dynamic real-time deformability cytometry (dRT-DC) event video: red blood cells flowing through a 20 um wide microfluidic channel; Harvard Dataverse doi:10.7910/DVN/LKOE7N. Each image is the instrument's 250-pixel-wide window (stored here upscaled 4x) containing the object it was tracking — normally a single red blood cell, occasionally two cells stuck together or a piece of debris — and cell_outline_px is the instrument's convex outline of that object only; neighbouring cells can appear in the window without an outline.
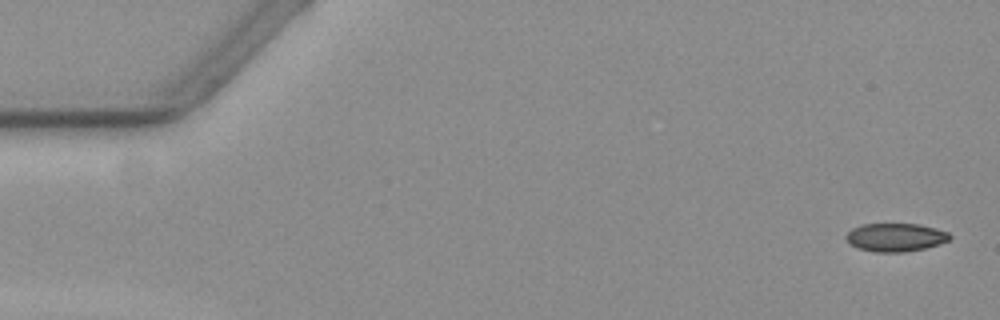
{"species": "common noctule bat (a hibernating species)", "species_latin": "Nyctalus noctula", "temperature_condition": "warm", "stored_images_in_passage": 4, "camera_frame_rate_fps": 3000, "um_per_image_px": 0.085, "animal": {"sex": "female", "body_mass_g": 19.3, "forearm_length_mm": 54.1}, "frame": {"image": 1, "passage_image": 2, "time_ms": 0.333, "image_size_px": [1000, 320], "cell_outline_px": [[952, 236], [948, 240], [924, 248], [904, 252], [876, 252], [860, 248], [852, 244], [844, 236], [852, 228], [864, 224], [916, 224], [948, 232]], "centroid_in_image_um": [76.1, 20.17], "position_along_channel_um": 8.9, "area_um2": 16.65}}